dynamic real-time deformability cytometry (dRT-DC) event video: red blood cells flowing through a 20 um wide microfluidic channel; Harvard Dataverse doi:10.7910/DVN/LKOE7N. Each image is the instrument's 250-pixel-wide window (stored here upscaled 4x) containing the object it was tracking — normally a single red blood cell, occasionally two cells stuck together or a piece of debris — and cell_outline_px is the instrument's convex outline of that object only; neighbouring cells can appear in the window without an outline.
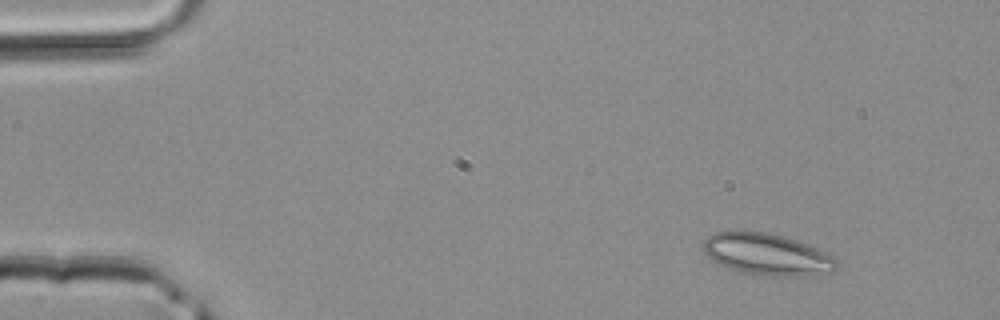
{"species": "common noctule bat (a hibernating species)", "species_latin": "Nyctalus noctula", "temperature_condition": "room temperature", "stored_images_in_passage": 3, "camera_frame_rate_fps": 3000, "um_per_image_px": 0.085, "animal": {"sex": "male", "body_mass_g": 20.4}, "frame": {"image": 1, "passage_image": 1, "time_ms": 0.0, "image_size_px": [1000, 320], "cell_outline_px": [[836, 268], [832, 272], [800, 276], [784, 276], [740, 272], [720, 264], [712, 260], [704, 252], [704, 240], [712, 232], [768, 232], [784, 236], [796, 240], [816, 248], [832, 256], [836, 260]], "centroid_in_image_um": [65.19, 21.61], "position_along_channel_um": 19.8, "area_um2": 31.79}}